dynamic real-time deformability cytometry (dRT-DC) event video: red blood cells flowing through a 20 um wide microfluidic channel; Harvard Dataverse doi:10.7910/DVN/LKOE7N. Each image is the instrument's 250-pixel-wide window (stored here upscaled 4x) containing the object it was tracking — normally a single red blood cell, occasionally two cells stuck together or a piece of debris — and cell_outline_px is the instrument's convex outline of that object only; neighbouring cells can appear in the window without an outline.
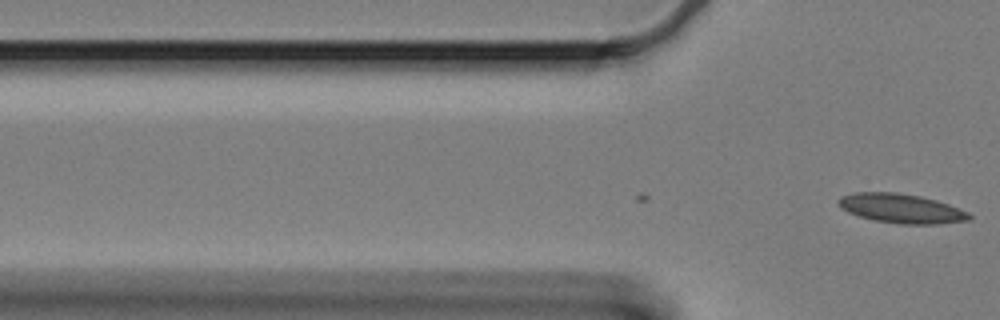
{"species": "Egyptian fruit bat (a non-hibernating species)", "species_latin": "Rousettus aegyptiacus", "temperature_condition": "cold", "stored_images_in_passage": 2, "camera_frame_rate_fps": 3000, "um_per_image_px": 0.085, "animal": {"sex": "female"}, "frame": {"image": 1, "passage_image": 2, "time_ms": 0.333, "image_size_px": [1000, 320], "cell_outline_px": [[972, 220], [936, 224], [900, 224], [876, 220], [860, 216], [848, 212], [840, 208], [836, 200], [840, 196], [856, 192], [896, 192], [920, 196], [936, 200], [948, 204], [968, 212], [972, 216]], "centroid_in_image_um": [76.6, 17.71], "position_along_channel_um": 49.2, "area_um2": 22.37}}